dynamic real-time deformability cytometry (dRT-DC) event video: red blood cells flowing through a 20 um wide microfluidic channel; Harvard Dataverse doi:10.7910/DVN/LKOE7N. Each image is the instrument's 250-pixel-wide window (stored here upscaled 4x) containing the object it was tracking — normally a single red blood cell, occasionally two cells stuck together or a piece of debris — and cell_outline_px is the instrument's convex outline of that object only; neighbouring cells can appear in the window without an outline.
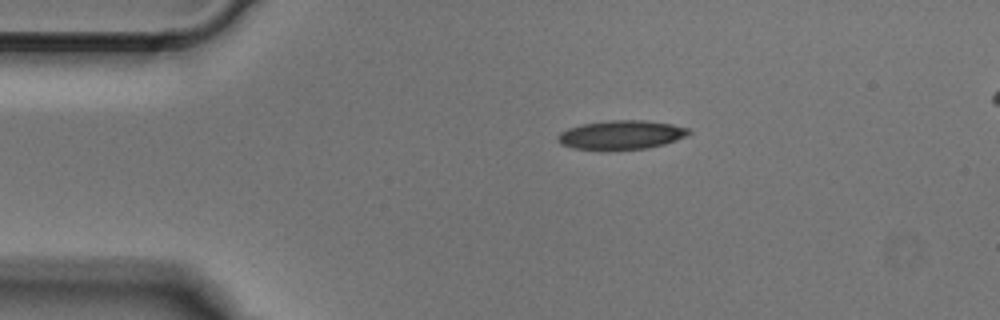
{"species": "Egyptian fruit bat (a non-hibernating species)", "species_latin": "Rousettus aegyptiacus", "temperature_condition": "cold", "stored_images_in_passage": 41, "camera_frame_rate_fps": 3000, "um_per_image_px": 0.085, "animal": {"sex": "male"}, "frame": {"image": 1, "passage_image": 1, "time_ms": 0.0, "image_size_px": [1000, 320], "cell_outline_px": [[692, 132], [688, 136], [664, 144], [648, 148], [608, 152], [604, 152], [572, 148], [560, 144], [556, 140], [556, 136], [560, 132], [568, 128], [580, 124], [608, 120], [644, 120], [672, 124], [688, 128]], "centroid_in_image_um": [52.75, 11.5], "position_along_channel_um": 32.2, "area_um2": 23.0}}
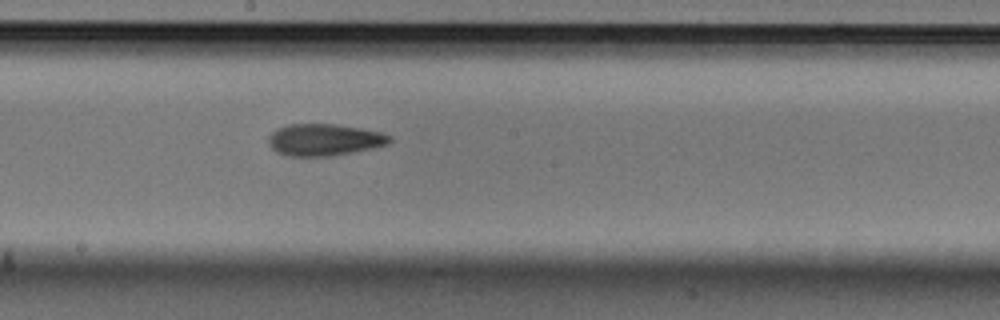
{"frame": {"image": 2, "passage_image": 18, "time_ms": 5.667, "image_size_px": [1000, 320], "cell_outline_px": [[392, 140], [388, 144], [372, 148], [332, 156], [288, 156], [276, 152], [268, 144], [268, 136], [276, 128], [288, 124], [336, 124], [360, 128], [380, 132], [392, 136]], "centroid_in_image_um": [27.54, 11.88], "position_along_channel_um": 220.7, "area_um2": 22.6}}
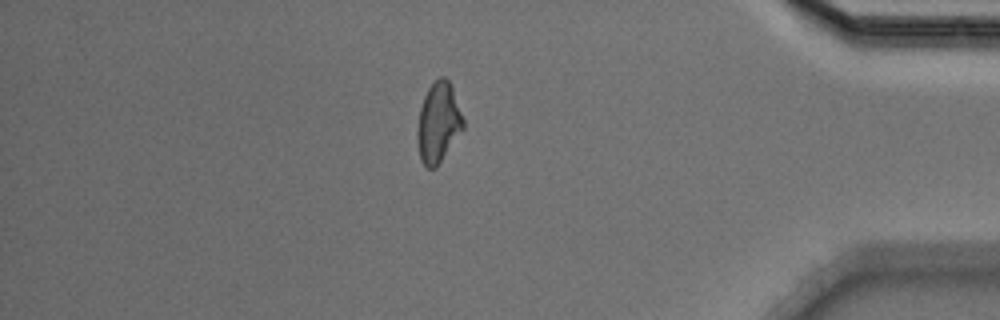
{"frame": {"image": 3, "passage_image": 34, "time_ms": 11.0, "image_size_px": [1000, 320], "cell_outline_px": [[464, 128], [436, 168], [428, 168], [420, 160], [416, 140], [416, 132], [420, 108], [424, 96], [428, 88], [440, 76], [444, 76], [452, 84], [464, 120]], "centroid_in_image_um": [37.25, 10.42], "position_along_channel_um": 397.9, "area_um2": 21.62}}